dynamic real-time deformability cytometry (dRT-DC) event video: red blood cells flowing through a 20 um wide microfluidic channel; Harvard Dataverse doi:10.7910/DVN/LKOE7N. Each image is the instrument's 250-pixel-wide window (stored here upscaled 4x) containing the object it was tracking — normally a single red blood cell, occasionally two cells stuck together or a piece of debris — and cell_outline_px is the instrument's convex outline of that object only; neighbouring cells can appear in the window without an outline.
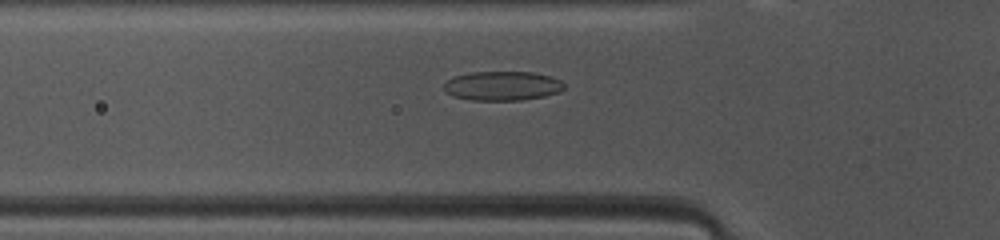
{"species": "common noctule bat (a hibernating species)", "species_latin": "Nyctalus noctula", "temperature_condition": "warm", "stored_images_in_passage": 47, "camera_frame_rate_fps": 3000, "um_per_image_px": 0.085, "animal": {"sex": "female", "body_mass_g": 10.0, "forearm_length_mm": 53.1}, "frame": {"image": 1, "passage_image": 14, "time_ms": 4.333, "image_size_px": [1000, 240], "cell_outline_px": [[564, 88], [560, 92], [544, 96], [520, 100], [472, 100], [452, 96], [444, 92], [444, 84], [452, 76], [472, 72], [532, 72], [552, 76], [560, 80], [564, 84]], "centroid_in_image_um": [42.69, 7.29], "position_along_channel_um": 83.1, "area_um2": 20.63}}
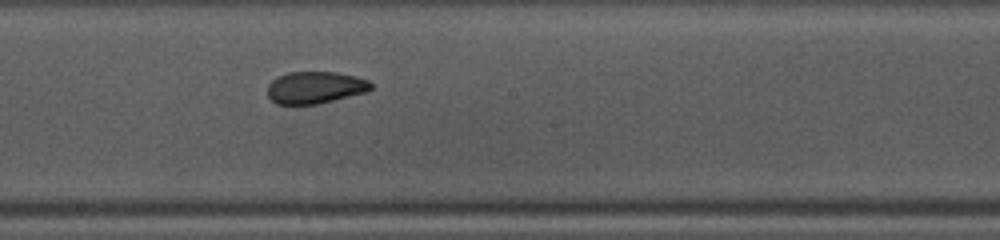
{"frame": {"image": 2, "passage_image": 24, "time_ms": 7.667, "image_size_px": [1000, 240], "cell_outline_px": [[372, 88], [368, 92], [316, 104], [276, 104], [268, 96], [268, 84], [272, 80], [288, 72], [336, 72], [356, 76], [368, 80], [372, 84]], "centroid_in_image_um": [26.81, 7.43], "position_along_channel_um": 221.4, "area_um2": 19.31}}
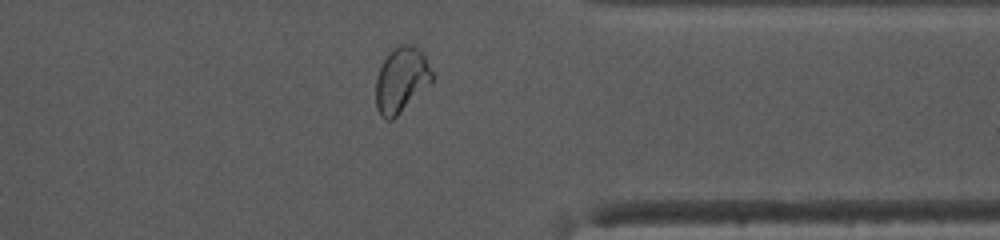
{"frame": {"image": 3, "passage_image": 36, "time_ms": 11.667, "image_size_px": [1000, 240], "cell_outline_px": [[432, 80], [392, 120], [384, 120], [380, 116], [376, 108], [376, 80], [380, 68], [384, 60], [400, 44], [412, 44], [424, 56], [432, 72]], "centroid_in_image_um": [34.07, 6.82], "position_along_channel_um": 377.3, "area_um2": 20.63}, "authors_computed_cell_mechanics": {"area_um2": 21.386, "velocity_mm_per_s": 4.1178, "shape_relaxation_time_tau1_ms": null, "shape_relaxation_time_tau2_ms": 1.824, "deformation_change_tau1": null, "deformation_change_tau2": 0.0727}}